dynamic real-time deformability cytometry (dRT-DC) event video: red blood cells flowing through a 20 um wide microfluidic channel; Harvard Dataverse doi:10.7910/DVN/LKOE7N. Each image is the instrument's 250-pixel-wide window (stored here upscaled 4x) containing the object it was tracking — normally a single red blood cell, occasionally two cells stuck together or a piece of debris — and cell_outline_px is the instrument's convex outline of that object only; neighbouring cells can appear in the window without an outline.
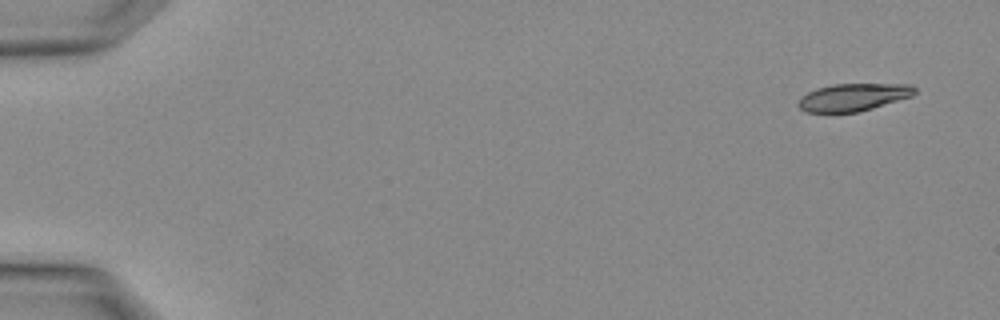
{"species": "Egyptian fruit bat (a non-hibernating species)", "species_latin": "Rousettus aegyptiacus", "temperature_condition": "warm", "stored_images_in_passage": 3, "camera_frame_rate_fps": 3000, "um_per_image_px": 0.085, "animal": {"sex": "female"}, "frame": {"image": 1, "passage_image": 1, "time_ms": 0.0, "image_size_px": [1000, 320], "cell_outline_px": [[916, 92], [912, 96], [872, 108], [856, 112], [804, 112], [796, 104], [800, 96], [816, 88], [832, 84], [912, 84], [916, 88]], "centroid_in_image_um": [72.5, 8.25], "position_along_channel_um": 12.5, "area_um2": 18.73}}
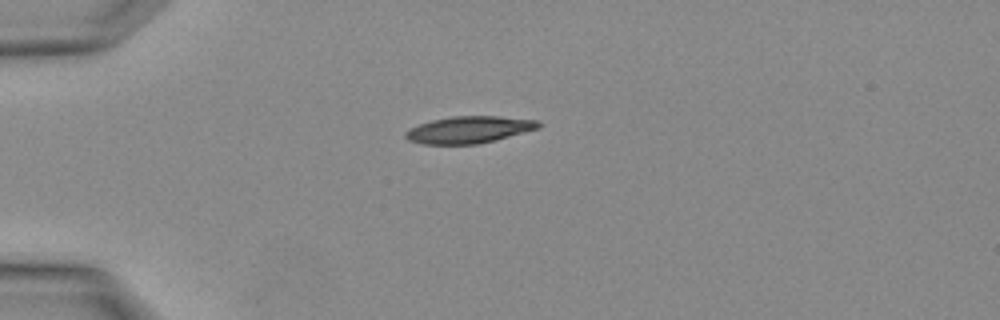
{"frame": {"image": 2, "passage_image": 3, "time_ms": 0.667, "image_size_px": [1000, 320], "cell_outline_px": [[540, 128], [496, 140], [476, 144], [424, 144], [408, 140], [404, 136], [404, 132], [420, 124], [432, 120], [452, 116], [500, 116], [540, 120]], "centroid_in_image_um": [39.9, 11.02], "position_along_channel_um": 45.1, "area_um2": 20.87}}